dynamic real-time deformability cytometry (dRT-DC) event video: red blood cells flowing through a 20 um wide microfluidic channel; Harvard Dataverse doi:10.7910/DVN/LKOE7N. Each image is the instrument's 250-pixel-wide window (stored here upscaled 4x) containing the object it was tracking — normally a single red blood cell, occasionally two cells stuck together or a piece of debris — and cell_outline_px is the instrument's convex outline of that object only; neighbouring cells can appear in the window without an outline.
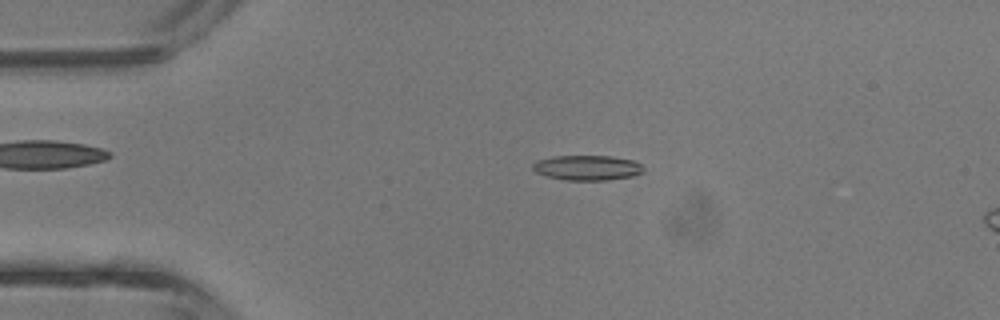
{"species": "common noctule bat (a hibernating species)", "species_latin": "Nyctalus noctula", "temperature_condition": "room temperature", "stored_images_in_passage": 42, "camera_frame_rate_fps": 3000, "um_per_image_px": 0.085, "animal": {"sex": "male", "body_mass_g": 13.3}, "frame": {"image": 1, "passage_image": 9, "time_ms": 2.667, "image_size_px": [1000, 320], "cell_outline_px": [[644, 172], [632, 176], [608, 180], [564, 180], [544, 176], [536, 172], [532, 168], [532, 164], [536, 160], [552, 156], [612, 156], [632, 160], [640, 164], [644, 168]], "centroid_in_image_um": [49.88, 14.26], "position_along_channel_um": 35.1, "area_um2": 16.3}}
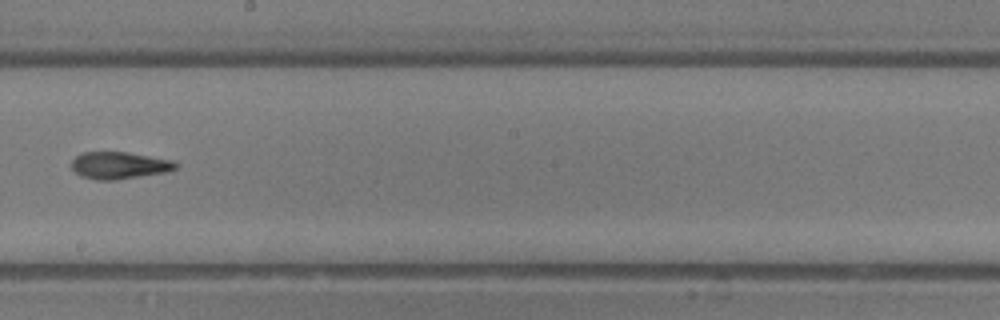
{"frame": {"image": 2, "passage_image": 24, "time_ms": 7.667, "image_size_px": [1000, 320], "cell_outline_px": [[180, 164], [176, 168], [164, 172], [116, 180], [96, 180], [80, 176], [72, 168], [72, 160], [80, 152], [128, 152], [172, 160]], "centroid_in_image_um": [10.12, 14.05], "position_along_channel_um": 238.1, "area_um2": 16.42}}
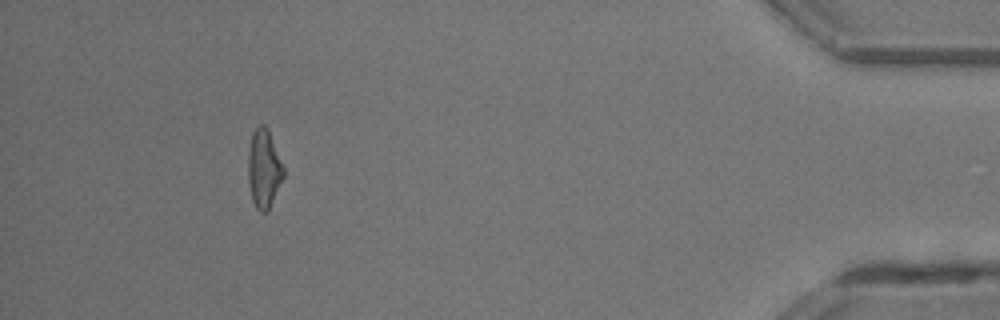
{"frame": {"image": 3, "passage_image": 39, "time_ms": 12.667, "image_size_px": [1000, 320], "cell_outline_px": [[284, 176], [268, 212], [260, 212], [256, 208], [252, 200], [248, 180], [248, 152], [252, 132], [260, 124], [264, 124], [268, 128], [284, 168]], "centroid_in_image_um": [22.43, 14.34], "position_along_channel_um": 412.8, "area_um2": 16.3}, "authors_computed_cell_mechanics": {"area_um2": 16.3285, "velocity_mm_per_s": 4.8217, "shape_relaxation_time_tau1_ms": 7.7554, "shape_relaxation_time_tau2_ms": 2.9847, "deformation_change_tau1": 0.2371, "deformation_change_tau2": 0.1158}}